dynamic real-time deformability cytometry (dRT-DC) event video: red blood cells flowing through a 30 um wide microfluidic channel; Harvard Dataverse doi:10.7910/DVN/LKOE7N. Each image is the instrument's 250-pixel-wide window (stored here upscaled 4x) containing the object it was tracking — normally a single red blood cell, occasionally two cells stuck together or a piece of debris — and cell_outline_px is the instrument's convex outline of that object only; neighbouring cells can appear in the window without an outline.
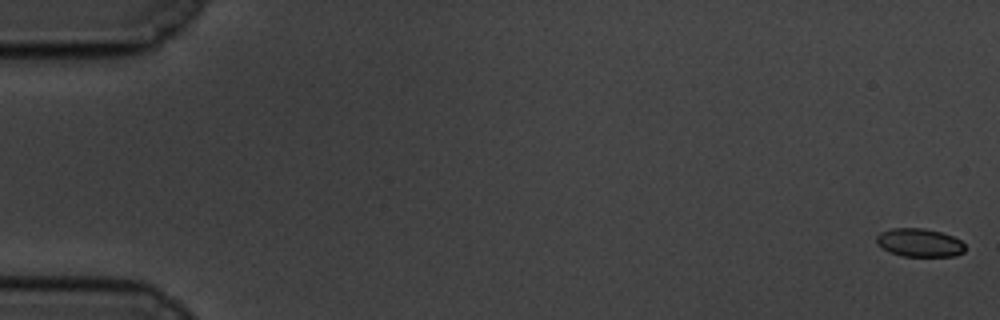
{"species": "common noctule bat (a hibernating species)", "species_latin": "Nyctalus noctula", "temperature_condition": "cold", "stored_images_in_passage": 59, "camera_frame_rate_fps": 3000, "um_per_image_px": 0.085, "animal": {"sex": "male", "body_mass_g": 19.5, "forearm_length_mm": 54.6}, "frame": {"image": 1, "passage_image": 1, "time_ms": 0.0, "image_size_px": [1000, 320], "cell_outline_px": [[964, 252], [956, 256], [904, 256], [892, 252], [876, 244], [876, 236], [880, 232], [892, 228], [924, 228], [940, 232], [952, 236], [960, 240], [964, 244]], "centroid_in_image_um": [78.15, 20.62], "position_along_channel_um": 6.8, "area_um2": 14.51}}
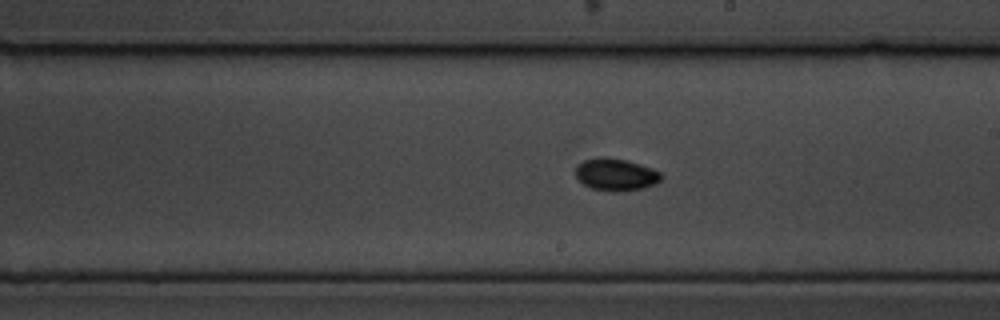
{"frame": {"image": 2, "passage_image": 34, "time_ms": 11.0, "image_size_px": [1000, 320], "cell_outline_px": [[660, 180], [656, 184], [644, 188], [620, 192], [612, 192], [592, 188], [584, 184], [576, 176], [576, 164], [584, 160], [604, 156], [624, 160], [640, 164], [652, 168], [660, 172]], "centroid_in_image_um": [52.34, 14.84], "position_along_channel_um": 236.7, "area_um2": 16.07}}
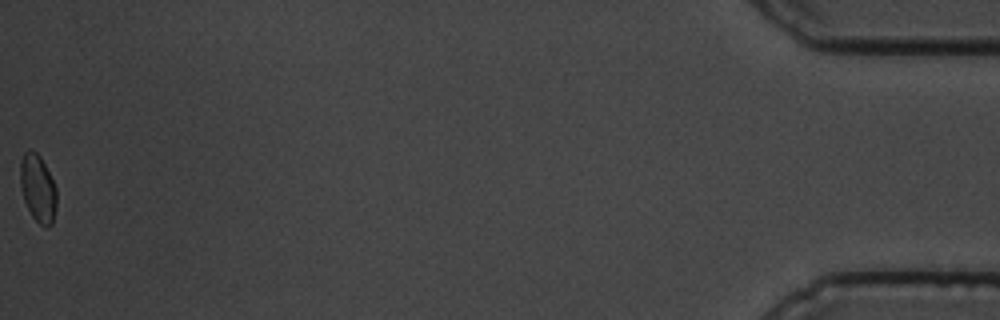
{"frame": {"image": 3, "passage_image": 59, "time_ms": 19.333, "image_size_px": [1000, 320], "cell_outline_px": [[56, 208], [52, 224], [48, 228], [44, 228], [32, 216], [24, 200], [20, 188], [20, 160], [24, 152], [28, 148], [36, 152], [40, 156], [56, 188]], "centroid_in_image_um": [3.2, 16.01], "position_along_channel_um": 432.0, "area_um2": 14.39}, "authors_computed_cell_mechanics": {"area_um2": 15.028, "velocity_mm_per_s": 3.474, "shape_relaxation_time_tau1_ms": 3.7183, "shape_relaxation_time_tau2_ms": 3.9835, "deformation_change_tau1": 0.0691, "deformation_change_tau2": 0.0488}}